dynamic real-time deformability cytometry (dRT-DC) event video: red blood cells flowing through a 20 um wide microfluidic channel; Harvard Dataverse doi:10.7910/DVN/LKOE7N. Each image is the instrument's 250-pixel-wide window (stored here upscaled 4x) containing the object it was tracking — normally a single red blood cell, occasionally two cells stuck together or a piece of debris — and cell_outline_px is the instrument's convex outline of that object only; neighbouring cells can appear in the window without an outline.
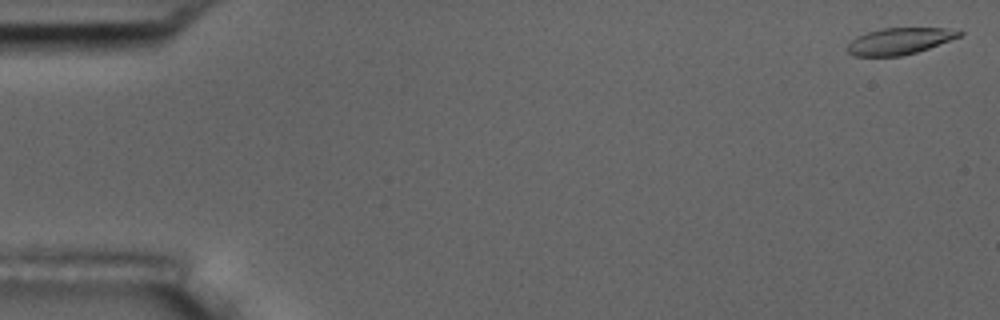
{"species": "common noctule bat (a hibernating species)", "species_latin": "Nyctalus noctula", "temperature_condition": "room temperature", "stored_images_in_passage": 5, "camera_frame_rate_fps": 3000, "um_per_image_px": 0.085, "animal": {"sex": "male", "body_mass_g": 17.5, "forearm_length_mm": 52.3}, "frame": {"image": 1, "passage_image": 1, "time_ms": 0.0, "image_size_px": [1000, 320], "cell_outline_px": [[964, 32], [960, 36], [928, 48], [916, 52], [900, 56], [852, 56], [848, 52], [848, 44], [856, 36], [868, 32], [884, 28], [944, 28]], "centroid_in_image_um": [76.42, 3.5], "position_along_channel_um": 8.6, "area_um2": 17.05}}
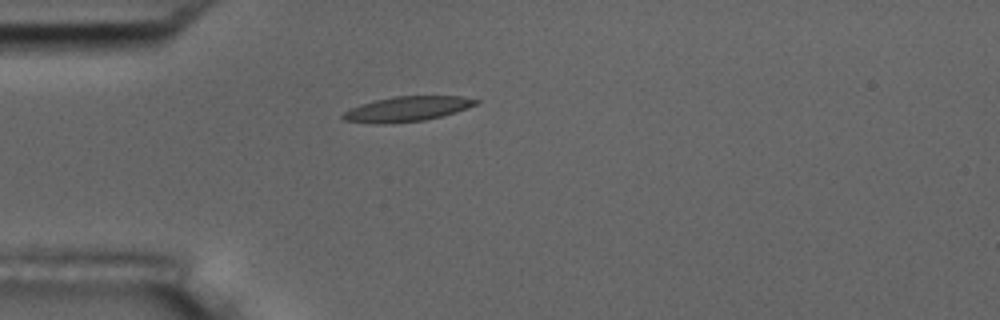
{"frame": {"image": 2, "passage_image": 5, "time_ms": 4.667, "image_size_px": [1000, 320], "cell_outline_px": [[480, 100], [476, 104], [468, 108], [440, 116], [424, 120], [384, 124], [376, 124], [344, 120], [340, 116], [344, 112], [352, 108], [376, 100], [396, 96], [460, 96]], "centroid_in_image_um": [34.6, 9.26], "position_along_channel_um": 50.4, "area_um2": 19.02}}